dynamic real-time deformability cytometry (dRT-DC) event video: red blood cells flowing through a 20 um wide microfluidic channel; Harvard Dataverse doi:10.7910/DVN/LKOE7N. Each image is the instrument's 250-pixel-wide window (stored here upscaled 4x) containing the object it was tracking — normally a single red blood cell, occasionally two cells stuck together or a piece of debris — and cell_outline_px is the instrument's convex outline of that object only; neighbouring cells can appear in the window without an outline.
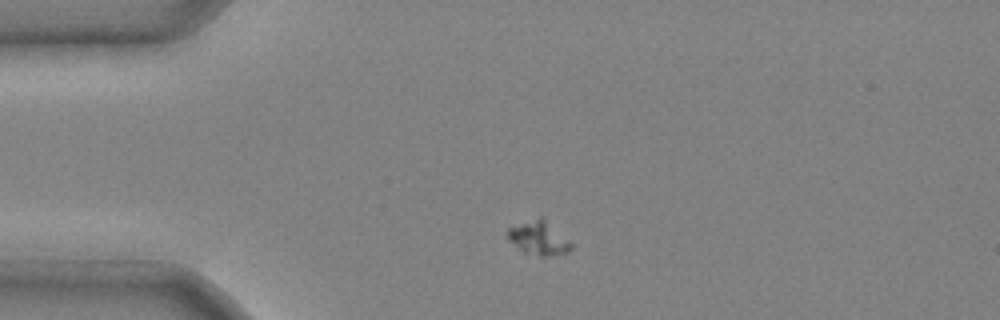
{"species": "common noctule bat (a hibernating species)", "species_latin": "Nyctalus noctula", "temperature_condition": "cold", "stored_images_in_passage": 1, "camera_frame_rate_fps": 3000, "um_per_image_px": 0.085, "animal": {"sex": "male", "body_mass_g": 20.4}, "frame": {"image": 1, "passage_image": 1, "time_ms": 0.0, "image_size_px": [1000, 320], "cell_outline_px": [[572, 248], [568, 252], [548, 256], [540, 256], [524, 252], [508, 240], [508, 228], [540, 216], [568, 240], [572, 244]], "centroid_in_image_um": [45.78, 20.25], "position_along_channel_um": 39.2, "area_um2": 12.08}}